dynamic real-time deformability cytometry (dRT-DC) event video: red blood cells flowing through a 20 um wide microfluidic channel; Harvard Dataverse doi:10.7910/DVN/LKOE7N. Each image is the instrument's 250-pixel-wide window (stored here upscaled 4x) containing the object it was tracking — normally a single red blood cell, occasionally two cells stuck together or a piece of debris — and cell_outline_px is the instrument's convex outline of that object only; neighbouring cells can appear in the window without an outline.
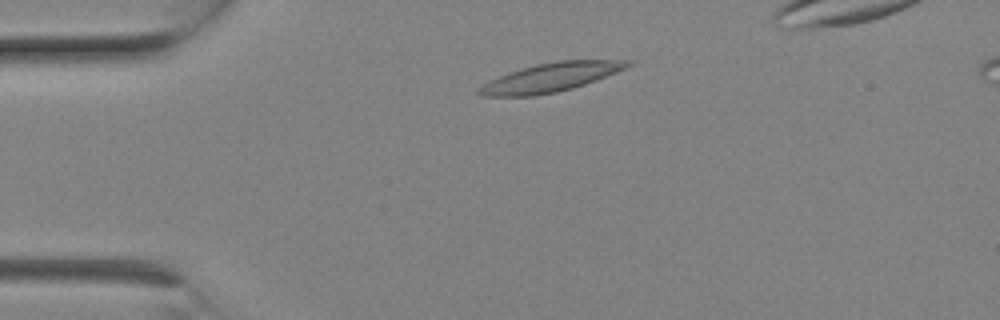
{"species": "Egyptian fruit bat (a non-hibernating species)", "species_latin": "Rousettus aegyptiacus", "temperature_condition": "room temperature", "stored_images_in_passage": 7, "camera_frame_rate_fps": 3000, "um_per_image_px": 0.085, "animal": {"sex": "female"}, "frame": {"image": 1, "passage_image": 3, "time_ms": 0.667, "image_size_px": [1000, 320], "cell_outline_px": [[632, 64], [628, 68], [596, 80], [572, 88], [556, 92], [536, 96], [480, 96], [476, 92], [476, 88], [488, 80], [536, 64], [556, 60], [632, 60]], "centroid_in_image_um": [46.8, 6.58], "position_along_channel_um": 38.2, "area_um2": 24.97}}
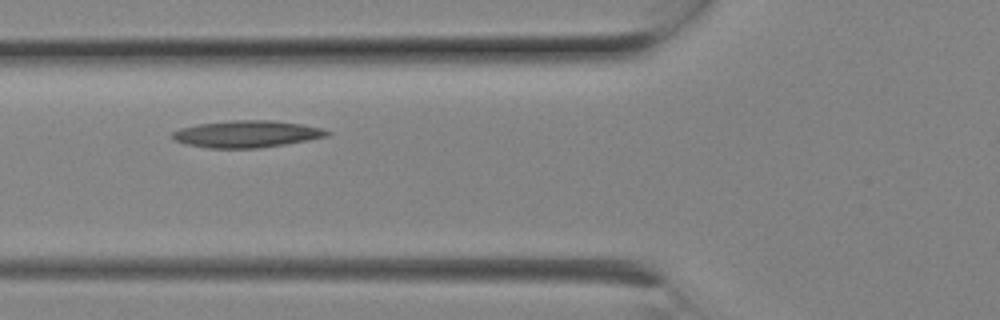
{"frame": {"image": 2, "passage_image": 6, "time_ms": 1.667, "image_size_px": [1000, 320], "cell_outline_px": [[332, 132], [328, 136], [308, 140], [260, 148], [208, 148], [184, 144], [172, 140], [172, 132], [180, 128], [200, 124], [232, 120], [272, 120], [300, 124], [320, 128]], "centroid_in_image_um": [20.94, 11.39], "position_along_channel_um": 104.9, "area_um2": 24.22}}
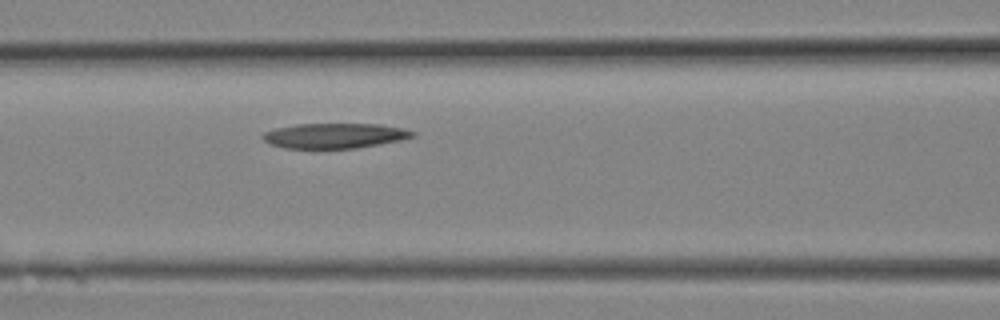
{"frame": {"image": 3, "passage_image": 7, "time_ms": 2.0, "image_size_px": [1000, 320], "cell_outline_px": [[416, 136], [400, 140], [380, 144], [356, 148], [316, 152], [284, 148], [272, 144], [264, 140], [260, 136], [264, 132], [276, 128], [296, 124], [376, 124], [404, 128], [416, 132]], "centroid_in_image_um": [28.4, 11.58], "position_along_channel_um": 138.2, "area_um2": 22.89}}